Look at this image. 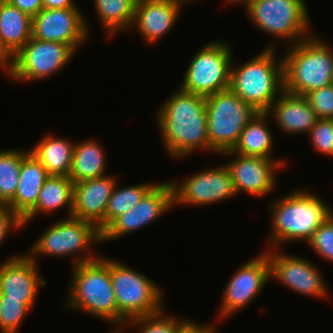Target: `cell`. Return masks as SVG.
<instances>
[{
	"instance_id": "obj_8",
	"label": "cell",
	"mask_w": 333,
	"mask_h": 333,
	"mask_svg": "<svg viewBox=\"0 0 333 333\" xmlns=\"http://www.w3.org/2000/svg\"><path fill=\"white\" fill-rule=\"evenodd\" d=\"M110 275L117 302V326L159 313L165 307L164 290L144 273L110 257Z\"/></svg>"
},
{
	"instance_id": "obj_25",
	"label": "cell",
	"mask_w": 333,
	"mask_h": 333,
	"mask_svg": "<svg viewBox=\"0 0 333 333\" xmlns=\"http://www.w3.org/2000/svg\"><path fill=\"white\" fill-rule=\"evenodd\" d=\"M269 115L266 112L256 114L245 126L240 134L236 145L231 150L233 153L246 156H259L274 160H287L286 158L275 159L272 152L274 138L270 130ZM269 122V123H268Z\"/></svg>"
},
{
	"instance_id": "obj_21",
	"label": "cell",
	"mask_w": 333,
	"mask_h": 333,
	"mask_svg": "<svg viewBox=\"0 0 333 333\" xmlns=\"http://www.w3.org/2000/svg\"><path fill=\"white\" fill-rule=\"evenodd\" d=\"M282 134H309L319 119L304 96L283 91L266 111Z\"/></svg>"
},
{
	"instance_id": "obj_36",
	"label": "cell",
	"mask_w": 333,
	"mask_h": 333,
	"mask_svg": "<svg viewBox=\"0 0 333 333\" xmlns=\"http://www.w3.org/2000/svg\"><path fill=\"white\" fill-rule=\"evenodd\" d=\"M23 229L21 220L7 207L0 205V244L2 245L5 239L12 231Z\"/></svg>"
},
{
	"instance_id": "obj_17",
	"label": "cell",
	"mask_w": 333,
	"mask_h": 333,
	"mask_svg": "<svg viewBox=\"0 0 333 333\" xmlns=\"http://www.w3.org/2000/svg\"><path fill=\"white\" fill-rule=\"evenodd\" d=\"M173 206V187L169 180L157 183L133 208L117 217L103 232L102 243L112 242L145 228Z\"/></svg>"
},
{
	"instance_id": "obj_23",
	"label": "cell",
	"mask_w": 333,
	"mask_h": 333,
	"mask_svg": "<svg viewBox=\"0 0 333 333\" xmlns=\"http://www.w3.org/2000/svg\"><path fill=\"white\" fill-rule=\"evenodd\" d=\"M22 149L18 188L14 199L7 205L19 219L36 204L40 189L50 176L29 148Z\"/></svg>"
},
{
	"instance_id": "obj_26",
	"label": "cell",
	"mask_w": 333,
	"mask_h": 333,
	"mask_svg": "<svg viewBox=\"0 0 333 333\" xmlns=\"http://www.w3.org/2000/svg\"><path fill=\"white\" fill-rule=\"evenodd\" d=\"M74 142L67 137L54 136L52 133L44 134L29 151L47 170L49 175L69 176Z\"/></svg>"
},
{
	"instance_id": "obj_1",
	"label": "cell",
	"mask_w": 333,
	"mask_h": 333,
	"mask_svg": "<svg viewBox=\"0 0 333 333\" xmlns=\"http://www.w3.org/2000/svg\"><path fill=\"white\" fill-rule=\"evenodd\" d=\"M155 116L164 151L171 159L180 160L198 150L209 152L204 96L178 87L159 105Z\"/></svg>"
},
{
	"instance_id": "obj_15",
	"label": "cell",
	"mask_w": 333,
	"mask_h": 333,
	"mask_svg": "<svg viewBox=\"0 0 333 333\" xmlns=\"http://www.w3.org/2000/svg\"><path fill=\"white\" fill-rule=\"evenodd\" d=\"M90 27L84 12L78 7L43 8L32 18V38L64 43L77 52L89 41Z\"/></svg>"
},
{
	"instance_id": "obj_42",
	"label": "cell",
	"mask_w": 333,
	"mask_h": 333,
	"mask_svg": "<svg viewBox=\"0 0 333 333\" xmlns=\"http://www.w3.org/2000/svg\"><path fill=\"white\" fill-rule=\"evenodd\" d=\"M182 2H184L185 4H190L191 3H195V2H198L199 0H181ZM204 1V0H203Z\"/></svg>"
},
{
	"instance_id": "obj_18",
	"label": "cell",
	"mask_w": 333,
	"mask_h": 333,
	"mask_svg": "<svg viewBox=\"0 0 333 333\" xmlns=\"http://www.w3.org/2000/svg\"><path fill=\"white\" fill-rule=\"evenodd\" d=\"M37 264L26 253L13 254L0 262V294L7 298L24 299L32 309L36 306L39 288L45 284Z\"/></svg>"
},
{
	"instance_id": "obj_3",
	"label": "cell",
	"mask_w": 333,
	"mask_h": 333,
	"mask_svg": "<svg viewBox=\"0 0 333 333\" xmlns=\"http://www.w3.org/2000/svg\"><path fill=\"white\" fill-rule=\"evenodd\" d=\"M65 308L117 326V302L110 275V257L71 266ZM115 324V325H114Z\"/></svg>"
},
{
	"instance_id": "obj_4",
	"label": "cell",
	"mask_w": 333,
	"mask_h": 333,
	"mask_svg": "<svg viewBox=\"0 0 333 333\" xmlns=\"http://www.w3.org/2000/svg\"><path fill=\"white\" fill-rule=\"evenodd\" d=\"M277 44L271 42L239 66L232 63L229 88L258 112H266L284 91L283 58L277 56Z\"/></svg>"
},
{
	"instance_id": "obj_40",
	"label": "cell",
	"mask_w": 333,
	"mask_h": 333,
	"mask_svg": "<svg viewBox=\"0 0 333 333\" xmlns=\"http://www.w3.org/2000/svg\"><path fill=\"white\" fill-rule=\"evenodd\" d=\"M124 326H115V328L111 331H108V333H125L126 331L124 330H127L126 327L124 328Z\"/></svg>"
},
{
	"instance_id": "obj_30",
	"label": "cell",
	"mask_w": 333,
	"mask_h": 333,
	"mask_svg": "<svg viewBox=\"0 0 333 333\" xmlns=\"http://www.w3.org/2000/svg\"><path fill=\"white\" fill-rule=\"evenodd\" d=\"M22 162V149H0V205H8L15 197Z\"/></svg>"
},
{
	"instance_id": "obj_43",
	"label": "cell",
	"mask_w": 333,
	"mask_h": 333,
	"mask_svg": "<svg viewBox=\"0 0 333 333\" xmlns=\"http://www.w3.org/2000/svg\"><path fill=\"white\" fill-rule=\"evenodd\" d=\"M7 2H8V0H0V5L4 4V3H7Z\"/></svg>"
},
{
	"instance_id": "obj_22",
	"label": "cell",
	"mask_w": 333,
	"mask_h": 333,
	"mask_svg": "<svg viewBox=\"0 0 333 333\" xmlns=\"http://www.w3.org/2000/svg\"><path fill=\"white\" fill-rule=\"evenodd\" d=\"M32 37V17L9 2L0 5V69Z\"/></svg>"
},
{
	"instance_id": "obj_10",
	"label": "cell",
	"mask_w": 333,
	"mask_h": 333,
	"mask_svg": "<svg viewBox=\"0 0 333 333\" xmlns=\"http://www.w3.org/2000/svg\"><path fill=\"white\" fill-rule=\"evenodd\" d=\"M230 45L217 39L199 48L190 59L179 88L204 97L228 89L234 63Z\"/></svg>"
},
{
	"instance_id": "obj_16",
	"label": "cell",
	"mask_w": 333,
	"mask_h": 333,
	"mask_svg": "<svg viewBox=\"0 0 333 333\" xmlns=\"http://www.w3.org/2000/svg\"><path fill=\"white\" fill-rule=\"evenodd\" d=\"M230 161L224 164L229 169L236 194L251 196L271 195L277 187V172L287 167V160H274L259 156H246L233 153L231 150L221 153ZM234 157V158H233ZM272 192V193H271Z\"/></svg>"
},
{
	"instance_id": "obj_12",
	"label": "cell",
	"mask_w": 333,
	"mask_h": 333,
	"mask_svg": "<svg viewBox=\"0 0 333 333\" xmlns=\"http://www.w3.org/2000/svg\"><path fill=\"white\" fill-rule=\"evenodd\" d=\"M212 166L209 164L183 180L169 179L173 187V206L213 205L237 195L227 166L224 163Z\"/></svg>"
},
{
	"instance_id": "obj_5",
	"label": "cell",
	"mask_w": 333,
	"mask_h": 333,
	"mask_svg": "<svg viewBox=\"0 0 333 333\" xmlns=\"http://www.w3.org/2000/svg\"><path fill=\"white\" fill-rule=\"evenodd\" d=\"M320 34L286 49L283 58L284 91L305 96L333 84V47Z\"/></svg>"
},
{
	"instance_id": "obj_7",
	"label": "cell",
	"mask_w": 333,
	"mask_h": 333,
	"mask_svg": "<svg viewBox=\"0 0 333 333\" xmlns=\"http://www.w3.org/2000/svg\"><path fill=\"white\" fill-rule=\"evenodd\" d=\"M239 4L256 28L282 44L294 45L313 35L305 0H242Z\"/></svg>"
},
{
	"instance_id": "obj_37",
	"label": "cell",
	"mask_w": 333,
	"mask_h": 333,
	"mask_svg": "<svg viewBox=\"0 0 333 333\" xmlns=\"http://www.w3.org/2000/svg\"><path fill=\"white\" fill-rule=\"evenodd\" d=\"M214 323H203L188 319L179 329L178 333H218V326ZM203 323V324H202ZM216 325V326H215Z\"/></svg>"
},
{
	"instance_id": "obj_41",
	"label": "cell",
	"mask_w": 333,
	"mask_h": 333,
	"mask_svg": "<svg viewBox=\"0 0 333 333\" xmlns=\"http://www.w3.org/2000/svg\"><path fill=\"white\" fill-rule=\"evenodd\" d=\"M226 2L233 4V5H237L239 4L242 0H225Z\"/></svg>"
},
{
	"instance_id": "obj_9",
	"label": "cell",
	"mask_w": 333,
	"mask_h": 333,
	"mask_svg": "<svg viewBox=\"0 0 333 333\" xmlns=\"http://www.w3.org/2000/svg\"><path fill=\"white\" fill-rule=\"evenodd\" d=\"M209 153L230 151L241 132L259 112L245 103L230 88L205 97Z\"/></svg>"
},
{
	"instance_id": "obj_19",
	"label": "cell",
	"mask_w": 333,
	"mask_h": 333,
	"mask_svg": "<svg viewBox=\"0 0 333 333\" xmlns=\"http://www.w3.org/2000/svg\"><path fill=\"white\" fill-rule=\"evenodd\" d=\"M117 179L107 174L74 183L71 216L92 222L102 233L106 229V209Z\"/></svg>"
},
{
	"instance_id": "obj_24",
	"label": "cell",
	"mask_w": 333,
	"mask_h": 333,
	"mask_svg": "<svg viewBox=\"0 0 333 333\" xmlns=\"http://www.w3.org/2000/svg\"><path fill=\"white\" fill-rule=\"evenodd\" d=\"M73 187L74 182L68 176L50 175L40 189L36 204L20 219L22 227L29 225L38 214L52 216L65 207L67 209L65 218L71 217Z\"/></svg>"
},
{
	"instance_id": "obj_38",
	"label": "cell",
	"mask_w": 333,
	"mask_h": 333,
	"mask_svg": "<svg viewBox=\"0 0 333 333\" xmlns=\"http://www.w3.org/2000/svg\"><path fill=\"white\" fill-rule=\"evenodd\" d=\"M8 2L32 18L44 8L43 0H8Z\"/></svg>"
},
{
	"instance_id": "obj_31",
	"label": "cell",
	"mask_w": 333,
	"mask_h": 333,
	"mask_svg": "<svg viewBox=\"0 0 333 333\" xmlns=\"http://www.w3.org/2000/svg\"><path fill=\"white\" fill-rule=\"evenodd\" d=\"M163 308L159 313L132 319L124 327L136 328L135 333H178L180 327L189 319L167 314ZM181 318V319H180Z\"/></svg>"
},
{
	"instance_id": "obj_2",
	"label": "cell",
	"mask_w": 333,
	"mask_h": 333,
	"mask_svg": "<svg viewBox=\"0 0 333 333\" xmlns=\"http://www.w3.org/2000/svg\"><path fill=\"white\" fill-rule=\"evenodd\" d=\"M267 207L271 217L267 236L270 247L267 245L266 249H281L284 244L298 241L307 243L333 212L322 196L304 187L272 199Z\"/></svg>"
},
{
	"instance_id": "obj_27",
	"label": "cell",
	"mask_w": 333,
	"mask_h": 333,
	"mask_svg": "<svg viewBox=\"0 0 333 333\" xmlns=\"http://www.w3.org/2000/svg\"><path fill=\"white\" fill-rule=\"evenodd\" d=\"M100 142L88 138L75 142L68 176L74 183L107 175V159Z\"/></svg>"
},
{
	"instance_id": "obj_14",
	"label": "cell",
	"mask_w": 333,
	"mask_h": 333,
	"mask_svg": "<svg viewBox=\"0 0 333 333\" xmlns=\"http://www.w3.org/2000/svg\"><path fill=\"white\" fill-rule=\"evenodd\" d=\"M227 282L217 310L218 322L246 308L270 281V263L266 253L241 264Z\"/></svg>"
},
{
	"instance_id": "obj_32",
	"label": "cell",
	"mask_w": 333,
	"mask_h": 333,
	"mask_svg": "<svg viewBox=\"0 0 333 333\" xmlns=\"http://www.w3.org/2000/svg\"><path fill=\"white\" fill-rule=\"evenodd\" d=\"M32 308L24 299L7 298L0 294V333H19L26 316Z\"/></svg>"
},
{
	"instance_id": "obj_6",
	"label": "cell",
	"mask_w": 333,
	"mask_h": 333,
	"mask_svg": "<svg viewBox=\"0 0 333 333\" xmlns=\"http://www.w3.org/2000/svg\"><path fill=\"white\" fill-rule=\"evenodd\" d=\"M102 244V233L92 222L64 217L46 228L29 247L26 254L38 264V259L46 257H71L72 266L99 258L92 253L93 245ZM93 244V245H92Z\"/></svg>"
},
{
	"instance_id": "obj_35",
	"label": "cell",
	"mask_w": 333,
	"mask_h": 333,
	"mask_svg": "<svg viewBox=\"0 0 333 333\" xmlns=\"http://www.w3.org/2000/svg\"><path fill=\"white\" fill-rule=\"evenodd\" d=\"M320 119H333V84L311 91L305 96Z\"/></svg>"
},
{
	"instance_id": "obj_11",
	"label": "cell",
	"mask_w": 333,
	"mask_h": 333,
	"mask_svg": "<svg viewBox=\"0 0 333 333\" xmlns=\"http://www.w3.org/2000/svg\"><path fill=\"white\" fill-rule=\"evenodd\" d=\"M76 52L67 44L32 38L0 69L15 82L45 80L70 63Z\"/></svg>"
},
{
	"instance_id": "obj_34",
	"label": "cell",
	"mask_w": 333,
	"mask_h": 333,
	"mask_svg": "<svg viewBox=\"0 0 333 333\" xmlns=\"http://www.w3.org/2000/svg\"><path fill=\"white\" fill-rule=\"evenodd\" d=\"M314 150L333 157V119H318L307 135Z\"/></svg>"
},
{
	"instance_id": "obj_39",
	"label": "cell",
	"mask_w": 333,
	"mask_h": 333,
	"mask_svg": "<svg viewBox=\"0 0 333 333\" xmlns=\"http://www.w3.org/2000/svg\"><path fill=\"white\" fill-rule=\"evenodd\" d=\"M43 7L47 9H62L78 7L75 0H43Z\"/></svg>"
},
{
	"instance_id": "obj_28",
	"label": "cell",
	"mask_w": 333,
	"mask_h": 333,
	"mask_svg": "<svg viewBox=\"0 0 333 333\" xmlns=\"http://www.w3.org/2000/svg\"><path fill=\"white\" fill-rule=\"evenodd\" d=\"M95 12L107 39L119 32H130L137 0H93Z\"/></svg>"
},
{
	"instance_id": "obj_33",
	"label": "cell",
	"mask_w": 333,
	"mask_h": 333,
	"mask_svg": "<svg viewBox=\"0 0 333 333\" xmlns=\"http://www.w3.org/2000/svg\"><path fill=\"white\" fill-rule=\"evenodd\" d=\"M306 244L321 258L333 263V212Z\"/></svg>"
},
{
	"instance_id": "obj_29",
	"label": "cell",
	"mask_w": 333,
	"mask_h": 333,
	"mask_svg": "<svg viewBox=\"0 0 333 333\" xmlns=\"http://www.w3.org/2000/svg\"><path fill=\"white\" fill-rule=\"evenodd\" d=\"M157 183L147 181L120 187L117 181L106 209V228L117 217L133 209Z\"/></svg>"
},
{
	"instance_id": "obj_13",
	"label": "cell",
	"mask_w": 333,
	"mask_h": 333,
	"mask_svg": "<svg viewBox=\"0 0 333 333\" xmlns=\"http://www.w3.org/2000/svg\"><path fill=\"white\" fill-rule=\"evenodd\" d=\"M281 249H265L270 263V279L298 294L314 299L330 298L329 286L316 265L298 254L291 255Z\"/></svg>"
},
{
	"instance_id": "obj_20",
	"label": "cell",
	"mask_w": 333,
	"mask_h": 333,
	"mask_svg": "<svg viewBox=\"0 0 333 333\" xmlns=\"http://www.w3.org/2000/svg\"><path fill=\"white\" fill-rule=\"evenodd\" d=\"M185 5L181 0H137L130 31L136 29L147 45L157 43L173 29Z\"/></svg>"
}]
</instances>
